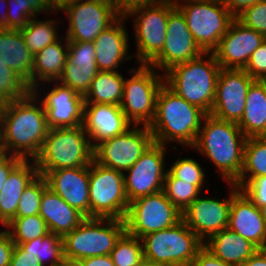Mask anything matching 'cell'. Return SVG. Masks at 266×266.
Instances as JSON below:
<instances>
[{"instance_id": "obj_22", "label": "cell", "mask_w": 266, "mask_h": 266, "mask_svg": "<svg viewBox=\"0 0 266 266\" xmlns=\"http://www.w3.org/2000/svg\"><path fill=\"white\" fill-rule=\"evenodd\" d=\"M119 105L85 103L82 126L95 148L99 143L123 134L132 126ZM93 141H96L93 143Z\"/></svg>"}, {"instance_id": "obj_58", "label": "cell", "mask_w": 266, "mask_h": 266, "mask_svg": "<svg viewBox=\"0 0 266 266\" xmlns=\"http://www.w3.org/2000/svg\"><path fill=\"white\" fill-rule=\"evenodd\" d=\"M60 266H81V264L78 261L65 259Z\"/></svg>"}, {"instance_id": "obj_21", "label": "cell", "mask_w": 266, "mask_h": 266, "mask_svg": "<svg viewBox=\"0 0 266 266\" xmlns=\"http://www.w3.org/2000/svg\"><path fill=\"white\" fill-rule=\"evenodd\" d=\"M44 177L50 189L68 205L90 218L89 166L53 170Z\"/></svg>"}, {"instance_id": "obj_60", "label": "cell", "mask_w": 266, "mask_h": 266, "mask_svg": "<svg viewBox=\"0 0 266 266\" xmlns=\"http://www.w3.org/2000/svg\"><path fill=\"white\" fill-rule=\"evenodd\" d=\"M260 212H261V216L263 217L265 224H266V205L265 206H261L259 207Z\"/></svg>"}, {"instance_id": "obj_33", "label": "cell", "mask_w": 266, "mask_h": 266, "mask_svg": "<svg viewBox=\"0 0 266 266\" xmlns=\"http://www.w3.org/2000/svg\"><path fill=\"white\" fill-rule=\"evenodd\" d=\"M15 244L36 256L43 266L46 265V262H49V265L46 266H60L65 260L62 237L51 232L44 237H37L25 243Z\"/></svg>"}, {"instance_id": "obj_1", "label": "cell", "mask_w": 266, "mask_h": 266, "mask_svg": "<svg viewBox=\"0 0 266 266\" xmlns=\"http://www.w3.org/2000/svg\"><path fill=\"white\" fill-rule=\"evenodd\" d=\"M38 90L33 89L24 98L0 105L4 154L24 160H34L39 154L49 127Z\"/></svg>"}, {"instance_id": "obj_34", "label": "cell", "mask_w": 266, "mask_h": 266, "mask_svg": "<svg viewBox=\"0 0 266 266\" xmlns=\"http://www.w3.org/2000/svg\"><path fill=\"white\" fill-rule=\"evenodd\" d=\"M56 24L58 25V21L54 19L40 21L32 18L24 28L20 29L26 46L34 55L60 38Z\"/></svg>"}, {"instance_id": "obj_42", "label": "cell", "mask_w": 266, "mask_h": 266, "mask_svg": "<svg viewBox=\"0 0 266 266\" xmlns=\"http://www.w3.org/2000/svg\"><path fill=\"white\" fill-rule=\"evenodd\" d=\"M7 2L9 5V9H6L7 29L20 30L28 24L30 19L37 18L26 0H7Z\"/></svg>"}, {"instance_id": "obj_17", "label": "cell", "mask_w": 266, "mask_h": 266, "mask_svg": "<svg viewBox=\"0 0 266 266\" xmlns=\"http://www.w3.org/2000/svg\"><path fill=\"white\" fill-rule=\"evenodd\" d=\"M202 53L187 27L184 15L175 7L169 13L162 51L149 65L166 72L171 67L192 60Z\"/></svg>"}, {"instance_id": "obj_27", "label": "cell", "mask_w": 266, "mask_h": 266, "mask_svg": "<svg viewBox=\"0 0 266 266\" xmlns=\"http://www.w3.org/2000/svg\"><path fill=\"white\" fill-rule=\"evenodd\" d=\"M23 160L10 174L0 191V223L7 226L14 218L23 191L39 175L33 161Z\"/></svg>"}, {"instance_id": "obj_5", "label": "cell", "mask_w": 266, "mask_h": 266, "mask_svg": "<svg viewBox=\"0 0 266 266\" xmlns=\"http://www.w3.org/2000/svg\"><path fill=\"white\" fill-rule=\"evenodd\" d=\"M83 126L49 129L39 154L34 158L38 173L62 168L89 166L94 148Z\"/></svg>"}, {"instance_id": "obj_15", "label": "cell", "mask_w": 266, "mask_h": 266, "mask_svg": "<svg viewBox=\"0 0 266 266\" xmlns=\"http://www.w3.org/2000/svg\"><path fill=\"white\" fill-rule=\"evenodd\" d=\"M167 147L153 142L141 157L124 173V184L129 203L140 197L160 192L168 170L164 169Z\"/></svg>"}, {"instance_id": "obj_3", "label": "cell", "mask_w": 266, "mask_h": 266, "mask_svg": "<svg viewBox=\"0 0 266 266\" xmlns=\"http://www.w3.org/2000/svg\"><path fill=\"white\" fill-rule=\"evenodd\" d=\"M206 113L178 96L165 83L156 99V113L149 129L154 142L167 145L170 141L192 147Z\"/></svg>"}, {"instance_id": "obj_9", "label": "cell", "mask_w": 266, "mask_h": 266, "mask_svg": "<svg viewBox=\"0 0 266 266\" xmlns=\"http://www.w3.org/2000/svg\"><path fill=\"white\" fill-rule=\"evenodd\" d=\"M89 192L90 218L125 219L129 201L124 173L93 160L89 164Z\"/></svg>"}, {"instance_id": "obj_24", "label": "cell", "mask_w": 266, "mask_h": 266, "mask_svg": "<svg viewBox=\"0 0 266 266\" xmlns=\"http://www.w3.org/2000/svg\"><path fill=\"white\" fill-rule=\"evenodd\" d=\"M124 16L103 30L93 41L96 64L99 71H118V66L133 56L128 53V31L124 26Z\"/></svg>"}, {"instance_id": "obj_8", "label": "cell", "mask_w": 266, "mask_h": 266, "mask_svg": "<svg viewBox=\"0 0 266 266\" xmlns=\"http://www.w3.org/2000/svg\"><path fill=\"white\" fill-rule=\"evenodd\" d=\"M180 2H176L175 5L184 15L195 42L203 52H213L234 17L222 0H180Z\"/></svg>"}, {"instance_id": "obj_28", "label": "cell", "mask_w": 266, "mask_h": 266, "mask_svg": "<svg viewBox=\"0 0 266 266\" xmlns=\"http://www.w3.org/2000/svg\"><path fill=\"white\" fill-rule=\"evenodd\" d=\"M204 246L232 266H241L258 250L253 243L229 228L212 235Z\"/></svg>"}, {"instance_id": "obj_51", "label": "cell", "mask_w": 266, "mask_h": 266, "mask_svg": "<svg viewBox=\"0 0 266 266\" xmlns=\"http://www.w3.org/2000/svg\"><path fill=\"white\" fill-rule=\"evenodd\" d=\"M158 0H115V10L120 16H125L131 10L158 3Z\"/></svg>"}, {"instance_id": "obj_14", "label": "cell", "mask_w": 266, "mask_h": 266, "mask_svg": "<svg viewBox=\"0 0 266 266\" xmlns=\"http://www.w3.org/2000/svg\"><path fill=\"white\" fill-rule=\"evenodd\" d=\"M68 18V42H93L120 15L113 5L101 0H82L62 9Z\"/></svg>"}, {"instance_id": "obj_13", "label": "cell", "mask_w": 266, "mask_h": 266, "mask_svg": "<svg viewBox=\"0 0 266 266\" xmlns=\"http://www.w3.org/2000/svg\"><path fill=\"white\" fill-rule=\"evenodd\" d=\"M123 134L99 143L94 148V160L108 168L126 173L154 142L149 126L133 125ZM139 127V128H138Z\"/></svg>"}, {"instance_id": "obj_36", "label": "cell", "mask_w": 266, "mask_h": 266, "mask_svg": "<svg viewBox=\"0 0 266 266\" xmlns=\"http://www.w3.org/2000/svg\"><path fill=\"white\" fill-rule=\"evenodd\" d=\"M168 200L181 212L193 203L201 191L191 182L175 178L169 171L164 180V188Z\"/></svg>"}, {"instance_id": "obj_41", "label": "cell", "mask_w": 266, "mask_h": 266, "mask_svg": "<svg viewBox=\"0 0 266 266\" xmlns=\"http://www.w3.org/2000/svg\"><path fill=\"white\" fill-rule=\"evenodd\" d=\"M168 171L177 179L182 181L191 182L200 191L203 184H205V172L201 165L193 158H181L179 157Z\"/></svg>"}, {"instance_id": "obj_18", "label": "cell", "mask_w": 266, "mask_h": 266, "mask_svg": "<svg viewBox=\"0 0 266 266\" xmlns=\"http://www.w3.org/2000/svg\"><path fill=\"white\" fill-rule=\"evenodd\" d=\"M265 39L262 33L244 26L234 18L213 54L221 68L244 69L252 53Z\"/></svg>"}, {"instance_id": "obj_29", "label": "cell", "mask_w": 266, "mask_h": 266, "mask_svg": "<svg viewBox=\"0 0 266 266\" xmlns=\"http://www.w3.org/2000/svg\"><path fill=\"white\" fill-rule=\"evenodd\" d=\"M237 125L247 138L266 136V85L263 81L255 80L249 87L244 113Z\"/></svg>"}, {"instance_id": "obj_63", "label": "cell", "mask_w": 266, "mask_h": 266, "mask_svg": "<svg viewBox=\"0 0 266 266\" xmlns=\"http://www.w3.org/2000/svg\"><path fill=\"white\" fill-rule=\"evenodd\" d=\"M101 1H104V2H107V3L111 4V5H113L114 8H115V0H101Z\"/></svg>"}, {"instance_id": "obj_25", "label": "cell", "mask_w": 266, "mask_h": 266, "mask_svg": "<svg viewBox=\"0 0 266 266\" xmlns=\"http://www.w3.org/2000/svg\"><path fill=\"white\" fill-rule=\"evenodd\" d=\"M0 61L20 75L33 90L34 54L20 30L0 28Z\"/></svg>"}, {"instance_id": "obj_2", "label": "cell", "mask_w": 266, "mask_h": 266, "mask_svg": "<svg viewBox=\"0 0 266 266\" xmlns=\"http://www.w3.org/2000/svg\"><path fill=\"white\" fill-rule=\"evenodd\" d=\"M191 148L207 158L217 167L221 177L235 183L243 167L244 146L247 137L237 123L206 114Z\"/></svg>"}, {"instance_id": "obj_40", "label": "cell", "mask_w": 266, "mask_h": 266, "mask_svg": "<svg viewBox=\"0 0 266 266\" xmlns=\"http://www.w3.org/2000/svg\"><path fill=\"white\" fill-rule=\"evenodd\" d=\"M48 187L46 178L38 175L23 191L18 203L16 217H26L39 214L41 197Z\"/></svg>"}, {"instance_id": "obj_19", "label": "cell", "mask_w": 266, "mask_h": 266, "mask_svg": "<svg viewBox=\"0 0 266 266\" xmlns=\"http://www.w3.org/2000/svg\"><path fill=\"white\" fill-rule=\"evenodd\" d=\"M232 190L228 199L201 198L200 195L182 213L185 224L203 241L228 227Z\"/></svg>"}, {"instance_id": "obj_31", "label": "cell", "mask_w": 266, "mask_h": 266, "mask_svg": "<svg viewBox=\"0 0 266 266\" xmlns=\"http://www.w3.org/2000/svg\"><path fill=\"white\" fill-rule=\"evenodd\" d=\"M124 81L118 71H99L83 96L85 103L114 104L122 101Z\"/></svg>"}, {"instance_id": "obj_64", "label": "cell", "mask_w": 266, "mask_h": 266, "mask_svg": "<svg viewBox=\"0 0 266 266\" xmlns=\"http://www.w3.org/2000/svg\"><path fill=\"white\" fill-rule=\"evenodd\" d=\"M160 2H172V3H176L179 2L180 0H158Z\"/></svg>"}, {"instance_id": "obj_35", "label": "cell", "mask_w": 266, "mask_h": 266, "mask_svg": "<svg viewBox=\"0 0 266 266\" xmlns=\"http://www.w3.org/2000/svg\"><path fill=\"white\" fill-rule=\"evenodd\" d=\"M5 228H8L14 243H25L50 233L46 222L39 214L16 217Z\"/></svg>"}, {"instance_id": "obj_55", "label": "cell", "mask_w": 266, "mask_h": 266, "mask_svg": "<svg viewBox=\"0 0 266 266\" xmlns=\"http://www.w3.org/2000/svg\"><path fill=\"white\" fill-rule=\"evenodd\" d=\"M241 266H266V254L258 249Z\"/></svg>"}, {"instance_id": "obj_57", "label": "cell", "mask_w": 266, "mask_h": 266, "mask_svg": "<svg viewBox=\"0 0 266 266\" xmlns=\"http://www.w3.org/2000/svg\"><path fill=\"white\" fill-rule=\"evenodd\" d=\"M5 8V5H8L7 0H0V8L2 7ZM0 28H5L7 29V12L6 11H1L0 15Z\"/></svg>"}, {"instance_id": "obj_66", "label": "cell", "mask_w": 266, "mask_h": 266, "mask_svg": "<svg viewBox=\"0 0 266 266\" xmlns=\"http://www.w3.org/2000/svg\"><path fill=\"white\" fill-rule=\"evenodd\" d=\"M262 81H263V83L266 85V78H264Z\"/></svg>"}, {"instance_id": "obj_37", "label": "cell", "mask_w": 266, "mask_h": 266, "mask_svg": "<svg viewBox=\"0 0 266 266\" xmlns=\"http://www.w3.org/2000/svg\"><path fill=\"white\" fill-rule=\"evenodd\" d=\"M115 266H138L144 259L142 240L125 232L110 252Z\"/></svg>"}, {"instance_id": "obj_46", "label": "cell", "mask_w": 266, "mask_h": 266, "mask_svg": "<svg viewBox=\"0 0 266 266\" xmlns=\"http://www.w3.org/2000/svg\"><path fill=\"white\" fill-rule=\"evenodd\" d=\"M258 208L266 205V176L249 180L240 189Z\"/></svg>"}, {"instance_id": "obj_32", "label": "cell", "mask_w": 266, "mask_h": 266, "mask_svg": "<svg viewBox=\"0 0 266 266\" xmlns=\"http://www.w3.org/2000/svg\"><path fill=\"white\" fill-rule=\"evenodd\" d=\"M259 176H266V136L246 139L242 171L234 184L241 189L249 180Z\"/></svg>"}, {"instance_id": "obj_54", "label": "cell", "mask_w": 266, "mask_h": 266, "mask_svg": "<svg viewBox=\"0 0 266 266\" xmlns=\"http://www.w3.org/2000/svg\"><path fill=\"white\" fill-rule=\"evenodd\" d=\"M78 262L81 266H115L110 255L89 257Z\"/></svg>"}, {"instance_id": "obj_39", "label": "cell", "mask_w": 266, "mask_h": 266, "mask_svg": "<svg viewBox=\"0 0 266 266\" xmlns=\"http://www.w3.org/2000/svg\"><path fill=\"white\" fill-rule=\"evenodd\" d=\"M31 91L20 75L0 61V105L24 98Z\"/></svg>"}, {"instance_id": "obj_52", "label": "cell", "mask_w": 266, "mask_h": 266, "mask_svg": "<svg viewBox=\"0 0 266 266\" xmlns=\"http://www.w3.org/2000/svg\"><path fill=\"white\" fill-rule=\"evenodd\" d=\"M261 0H222L223 4L230 12V14L236 18L244 10L251 7L253 4Z\"/></svg>"}, {"instance_id": "obj_44", "label": "cell", "mask_w": 266, "mask_h": 266, "mask_svg": "<svg viewBox=\"0 0 266 266\" xmlns=\"http://www.w3.org/2000/svg\"><path fill=\"white\" fill-rule=\"evenodd\" d=\"M68 60L75 66L97 65L93 42H68Z\"/></svg>"}, {"instance_id": "obj_12", "label": "cell", "mask_w": 266, "mask_h": 266, "mask_svg": "<svg viewBox=\"0 0 266 266\" xmlns=\"http://www.w3.org/2000/svg\"><path fill=\"white\" fill-rule=\"evenodd\" d=\"M124 220L126 232L141 239L149 233L176 225L182 220V213L162 190L131 201Z\"/></svg>"}, {"instance_id": "obj_47", "label": "cell", "mask_w": 266, "mask_h": 266, "mask_svg": "<svg viewBox=\"0 0 266 266\" xmlns=\"http://www.w3.org/2000/svg\"><path fill=\"white\" fill-rule=\"evenodd\" d=\"M14 247L9 231H0V266H9Z\"/></svg>"}, {"instance_id": "obj_53", "label": "cell", "mask_w": 266, "mask_h": 266, "mask_svg": "<svg viewBox=\"0 0 266 266\" xmlns=\"http://www.w3.org/2000/svg\"><path fill=\"white\" fill-rule=\"evenodd\" d=\"M26 2L29 3L30 9L37 15L41 14L43 11L45 13L48 11L51 14L56 10L54 8V5L52 3V0H26ZM40 12V13H39Z\"/></svg>"}, {"instance_id": "obj_26", "label": "cell", "mask_w": 266, "mask_h": 266, "mask_svg": "<svg viewBox=\"0 0 266 266\" xmlns=\"http://www.w3.org/2000/svg\"><path fill=\"white\" fill-rule=\"evenodd\" d=\"M39 215L46 222L49 232L61 237L86 219L49 187L42 194Z\"/></svg>"}, {"instance_id": "obj_10", "label": "cell", "mask_w": 266, "mask_h": 266, "mask_svg": "<svg viewBox=\"0 0 266 266\" xmlns=\"http://www.w3.org/2000/svg\"><path fill=\"white\" fill-rule=\"evenodd\" d=\"M129 72L134 74L124 81L120 107L131 124L149 126L155 117L156 99L165 83L164 75H159L154 67L145 64Z\"/></svg>"}, {"instance_id": "obj_23", "label": "cell", "mask_w": 266, "mask_h": 266, "mask_svg": "<svg viewBox=\"0 0 266 266\" xmlns=\"http://www.w3.org/2000/svg\"><path fill=\"white\" fill-rule=\"evenodd\" d=\"M229 185L232 188V202L227 228L260 249L266 236V224L260 209L235 184Z\"/></svg>"}, {"instance_id": "obj_30", "label": "cell", "mask_w": 266, "mask_h": 266, "mask_svg": "<svg viewBox=\"0 0 266 266\" xmlns=\"http://www.w3.org/2000/svg\"><path fill=\"white\" fill-rule=\"evenodd\" d=\"M61 40L59 38L34 55L33 89L39 88L38 82L58 81L61 77L68 59V41L65 39L63 43Z\"/></svg>"}, {"instance_id": "obj_65", "label": "cell", "mask_w": 266, "mask_h": 266, "mask_svg": "<svg viewBox=\"0 0 266 266\" xmlns=\"http://www.w3.org/2000/svg\"><path fill=\"white\" fill-rule=\"evenodd\" d=\"M4 155V151L0 148V158Z\"/></svg>"}, {"instance_id": "obj_50", "label": "cell", "mask_w": 266, "mask_h": 266, "mask_svg": "<svg viewBox=\"0 0 266 266\" xmlns=\"http://www.w3.org/2000/svg\"><path fill=\"white\" fill-rule=\"evenodd\" d=\"M191 266H232L217 258L210 250L203 246L195 256Z\"/></svg>"}, {"instance_id": "obj_6", "label": "cell", "mask_w": 266, "mask_h": 266, "mask_svg": "<svg viewBox=\"0 0 266 266\" xmlns=\"http://www.w3.org/2000/svg\"><path fill=\"white\" fill-rule=\"evenodd\" d=\"M125 232V220L86 218L62 237L64 259L80 261L89 257L110 255Z\"/></svg>"}, {"instance_id": "obj_7", "label": "cell", "mask_w": 266, "mask_h": 266, "mask_svg": "<svg viewBox=\"0 0 266 266\" xmlns=\"http://www.w3.org/2000/svg\"><path fill=\"white\" fill-rule=\"evenodd\" d=\"M144 259L162 266H191L204 242L185 224L149 233L141 238Z\"/></svg>"}, {"instance_id": "obj_45", "label": "cell", "mask_w": 266, "mask_h": 266, "mask_svg": "<svg viewBox=\"0 0 266 266\" xmlns=\"http://www.w3.org/2000/svg\"><path fill=\"white\" fill-rule=\"evenodd\" d=\"M244 70L254 79L266 78V39L252 53Z\"/></svg>"}, {"instance_id": "obj_62", "label": "cell", "mask_w": 266, "mask_h": 266, "mask_svg": "<svg viewBox=\"0 0 266 266\" xmlns=\"http://www.w3.org/2000/svg\"><path fill=\"white\" fill-rule=\"evenodd\" d=\"M260 250L266 254V236H265L264 243H263L262 247L260 248Z\"/></svg>"}, {"instance_id": "obj_56", "label": "cell", "mask_w": 266, "mask_h": 266, "mask_svg": "<svg viewBox=\"0 0 266 266\" xmlns=\"http://www.w3.org/2000/svg\"><path fill=\"white\" fill-rule=\"evenodd\" d=\"M82 0H52V3L54 5V8L56 11H61L63 8H65L68 4L75 3Z\"/></svg>"}, {"instance_id": "obj_38", "label": "cell", "mask_w": 266, "mask_h": 266, "mask_svg": "<svg viewBox=\"0 0 266 266\" xmlns=\"http://www.w3.org/2000/svg\"><path fill=\"white\" fill-rule=\"evenodd\" d=\"M98 72L97 65L75 66L67 59L58 82L84 96Z\"/></svg>"}, {"instance_id": "obj_61", "label": "cell", "mask_w": 266, "mask_h": 266, "mask_svg": "<svg viewBox=\"0 0 266 266\" xmlns=\"http://www.w3.org/2000/svg\"><path fill=\"white\" fill-rule=\"evenodd\" d=\"M0 148L3 150V144H2V123L0 118Z\"/></svg>"}, {"instance_id": "obj_11", "label": "cell", "mask_w": 266, "mask_h": 266, "mask_svg": "<svg viewBox=\"0 0 266 266\" xmlns=\"http://www.w3.org/2000/svg\"><path fill=\"white\" fill-rule=\"evenodd\" d=\"M176 7L172 2H158L131 10L124 17L134 21L136 57L139 64L149 65L162 51L167 33L169 13Z\"/></svg>"}, {"instance_id": "obj_4", "label": "cell", "mask_w": 266, "mask_h": 266, "mask_svg": "<svg viewBox=\"0 0 266 266\" xmlns=\"http://www.w3.org/2000/svg\"><path fill=\"white\" fill-rule=\"evenodd\" d=\"M220 70L213 52H203L167 70L164 73L165 84L178 96L210 114Z\"/></svg>"}, {"instance_id": "obj_59", "label": "cell", "mask_w": 266, "mask_h": 266, "mask_svg": "<svg viewBox=\"0 0 266 266\" xmlns=\"http://www.w3.org/2000/svg\"><path fill=\"white\" fill-rule=\"evenodd\" d=\"M138 266H162V265H159V264H156L154 262H151V261H148L146 259H143Z\"/></svg>"}, {"instance_id": "obj_20", "label": "cell", "mask_w": 266, "mask_h": 266, "mask_svg": "<svg viewBox=\"0 0 266 266\" xmlns=\"http://www.w3.org/2000/svg\"><path fill=\"white\" fill-rule=\"evenodd\" d=\"M52 90L43 96V104L49 129L81 126L84 115V97L58 81Z\"/></svg>"}, {"instance_id": "obj_49", "label": "cell", "mask_w": 266, "mask_h": 266, "mask_svg": "<svg viewBox=\"0 0 266 266\" xmlns=\"http://www.w3.org/2000/svg\"><path fill=\"white\" fill-rule=\"evenodd\" d=\"M16 155L4 154L0 158V191L9 177V174L23 161Z\"/></svg>"}, {"instance_id": "obj_43", "label": "cell", "mask_w": 266, "mask_h": 266, "mask_svg": "<svg viewBox=\"0 0 266 266\" xmlns=\"http://www.w3.org/2000/svg\"><path fill=\"white\" fill-rule=\"evenodd\" d=\"M236 19L266 37V0H261L244 10Z\"/></svg>"}, {"instance_id": "obj_48", "label": "cell", "mask_w": 266, "mask_h": 266, "mask_svg": "<svg viewBox=\"0 0 266 266\" xmlns=\"http://www.w3.org/2000/svg\"><path fill=\"white\" fill-rule=\"evenodd\" d=\"M9 266H43L36 256L15 244Z\"/></svg>"}, {"instance_id": "obj_16", "label": "cell", "mask_w": 266, "mask_h": 266, "mask_svg": "<svg viewBox=\"0 0 266 266\" xmlns=\"http://www.w3.org/2000/svg\"><path fill=\"white\" fill-rule=\"evenodd\" d=\"M254 81L244 69L221 68L210 114L238 123L244 113L248 89Z\"/></svg>"}]
</instances>
